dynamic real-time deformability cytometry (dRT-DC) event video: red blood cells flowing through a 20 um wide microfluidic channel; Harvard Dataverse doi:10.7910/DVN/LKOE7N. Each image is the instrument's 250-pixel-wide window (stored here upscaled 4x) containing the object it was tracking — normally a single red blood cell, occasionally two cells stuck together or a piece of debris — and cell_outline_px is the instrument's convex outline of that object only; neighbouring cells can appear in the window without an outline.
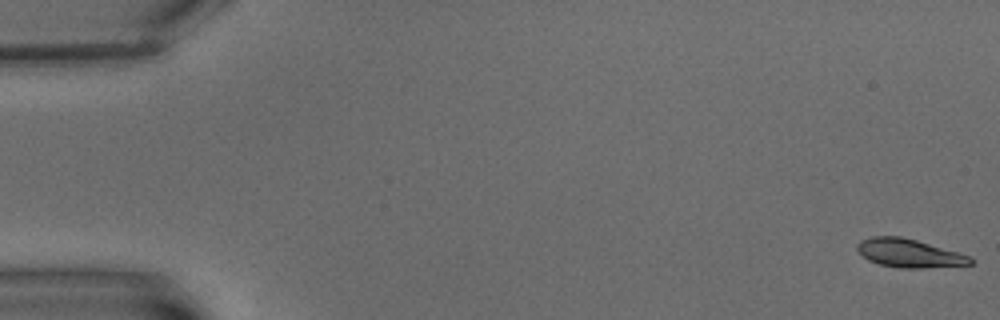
{"species": "common noctule bat (a hibernating species)", "species_latin": "Nyctalus noctula", "temperature_condition": "warm", "stored_images_in_passage": 7, "segment_of_instrument_passage": [1, 2], "camera_frame_rate_fps": 3000, "um_per_image_px": 0.085, "animal": {"sex": "male", "body_mass_g": 15.6}, "frame": {"image": 1, "passage_image": 1, "time_ms": 0.0, "image_size_px": [1000, 320], "cell_outline_px": [[976, 260], [972, 264], [920, 268], [900, 268], [880, 264], [868, 260], [856, 248], [856, 244], [860, 240], [872, 236], [900, 236], [916, 240], [956, 252], [968, 256]], "centroid_in_image_um": [77.24, 21.52], "position_along_channel_um": 7.8, "area_um2": 18.5}}
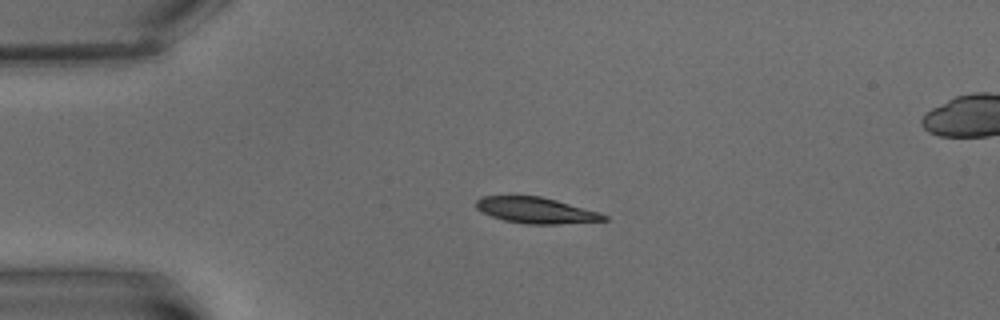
{"frame": {"image": 2, "passage_image": 5, "time_ms": 5.0, "image_size_px": [1000, 320], "cell_outline_px": [[608, 220], [556, 224], [528, 224], [504, 220], [480, 212], [476, 208], [476, 200], [480, 196], [540, 196], [556, 200], [600, 212], [608, 216]], "centroid_in_image_um": [45.54, 17.87], "position_along_channel_um": 39.5, "area_um2": 19.31}}